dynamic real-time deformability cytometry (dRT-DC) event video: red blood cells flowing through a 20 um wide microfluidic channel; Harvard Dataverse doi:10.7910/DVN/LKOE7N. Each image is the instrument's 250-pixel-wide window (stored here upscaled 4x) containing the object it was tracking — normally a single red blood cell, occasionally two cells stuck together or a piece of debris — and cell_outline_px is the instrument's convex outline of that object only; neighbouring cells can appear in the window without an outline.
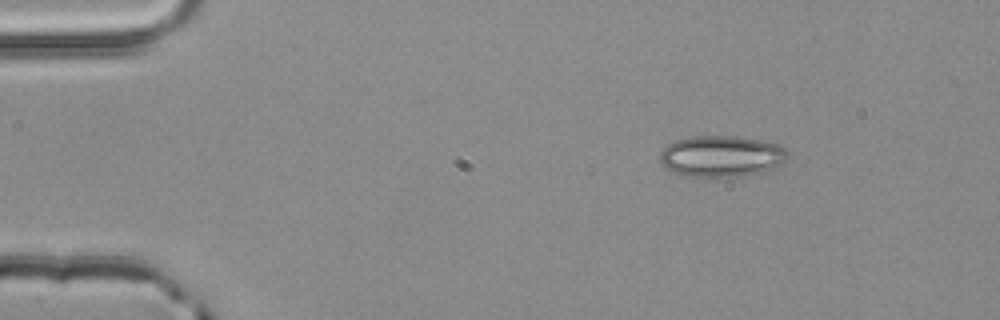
{"species": "common noctule bat (a hibernating species)", "species_latin": "Nyctalus noctula", "temperature_condition": "room temperature", "stored_images_in_passage": 2, "camera_frame_rate_fps": 3000, "um_per_image_px": 0.085, "animal": {"sex": "male", "body_mass_g": 20.4}, "frame": {"image": 1, "passage_image": 1, "time_ms": 0.0, "image_size_px": [1000, 320], "cell_outline_px": [[788, 160], [776, 168], [744, 176], [688, 176], [664, 168], [660, 164], [660, 152], [668, 144], [676, 140], [692, 136], [740, 136], [764, 140], [776, 144], [784, 148], [788, 152]], "centroid_in_image_um": [61.35, 13.27], "position_along_channel_um": 23.6, "area_um2": 30.92}}